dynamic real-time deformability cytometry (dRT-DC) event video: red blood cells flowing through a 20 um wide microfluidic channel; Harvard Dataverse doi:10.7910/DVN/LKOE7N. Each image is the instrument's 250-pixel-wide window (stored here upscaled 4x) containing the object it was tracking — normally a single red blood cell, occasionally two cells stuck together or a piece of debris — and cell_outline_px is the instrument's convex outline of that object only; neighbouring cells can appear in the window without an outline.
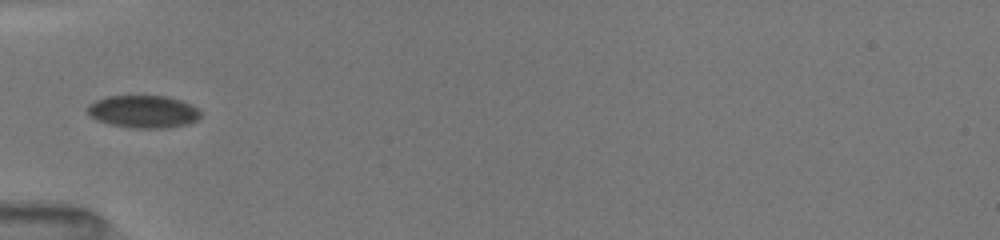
{"species": "common noctule bat (a hibernating species)", "species_latin": "Nyctalus noctula", "temperature_condition": "room temperature", "stored_images_in_passage": 35, "camera_frame_rate_fps": 3000, "um_per_image_px": 0.085, "animal": {"sex": "female", "body_mass_g": 19.5, "forearm_length_mm": 54.1}, "frame": {"image": 1, "passage_image": 1, "time_ms": 0.0, "image_size_px": [1000, 240], "cell_outline_px": [[200, 116], [196, 120], [188, 124], [168, 128], [132, 128], [112, 124], [96, 120], [88, 112], [88, 104], [96, 100], [108, 96], [168, 96], [180, 100], [196, 108], [200, 112]], "centroid_in_image_um": [12.18, 9.49], "position_along_channel_um": 72.8, "area_um2": 21.27}}
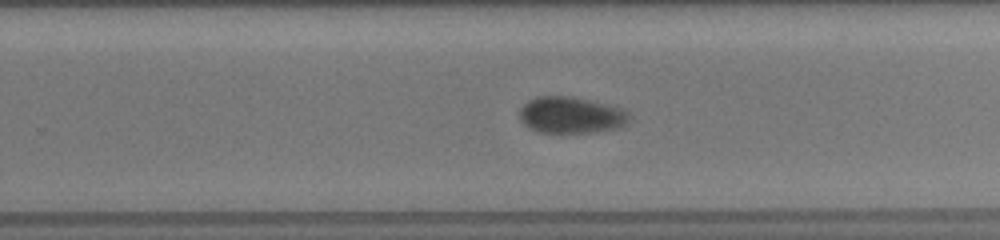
{"frame": {"image": 2, "passage_image": 17, "time_ms": 5.333, "image_size_px": [1000, 240], "cell_outline_px": [[628, 120], [624, 124], [616, 128], [592, 132], [536, 132], [528, 128], [520, 120], [520, 108], [528, 100], [536, 96], [572, 96], [592, 100], [624, 108], [628, 112]], "centroid_in_image_um": [48.51, 9.76], "position_along_channel_um": 281.3, "area_um2": 23.41}}
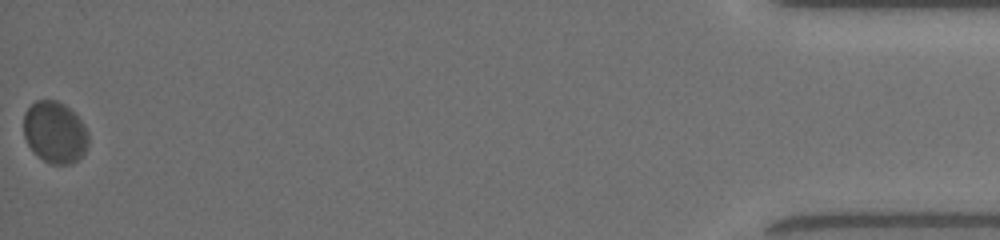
{"frame": {"image": 3, "passage_image": 35, "time_ms": 11.333, "image_size_px": [1000, 240], "cell_outline_px": [[88, 144], [84, 152], [72, 164], [52, 164], [36, 156], [32, 152], [24, 136], [24, 112], [36, 100], [56, 100], [64, 104], [84, 124], [88, 132]], "centroid_in_image_um": [4.64, 11.25], "position_along_channel_um": 430.6, "area_um2": 23.24}, "authors_computed_cell_mechanics": {"area_um2": 23.4668, "velocity_mm_per_s": 3.9253, "shape_relaxation_time_tau1_ms": 1.3007, "shape_relaxation_time_tau2_ms": null, "deformation_change_tau1": 0.0369, "deformation_change_tau2": null}}